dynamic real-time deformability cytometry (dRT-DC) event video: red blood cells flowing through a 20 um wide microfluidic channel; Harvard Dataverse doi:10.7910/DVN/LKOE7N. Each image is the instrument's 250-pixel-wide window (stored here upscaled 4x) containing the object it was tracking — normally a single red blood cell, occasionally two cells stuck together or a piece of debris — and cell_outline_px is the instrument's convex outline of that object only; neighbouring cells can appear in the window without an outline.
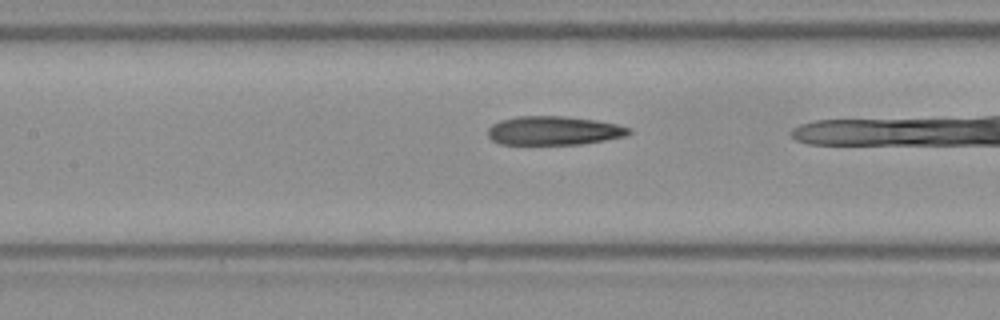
{"species": "Egyptian fruit bat (a non-hibernating species)", "species_latin": "Rousettus aegyptiacus", "temperature_condition": "warm", "stored_images_in_passage": 25, "camera_frame_rate_fps": 3000, "um_per_image_px": 0.085, "frame": {"image": 1, "passage_image": 20, "time_ms": 6.333, "image_size_px": [1000, 320], "cell_outline_px": [[632, 132], [628, 136], [580, 144], [500, 144], [492, 140], [488, 136], [488, 128], [492, 124], [500, 120], [516, 116], [564, 116], [596, 120], [616, 124], [632, 128]], "centroid_in_image_um": [47.08, 11.1], "position_along_channel_um": 160.3, "area_um2": 23.81}}
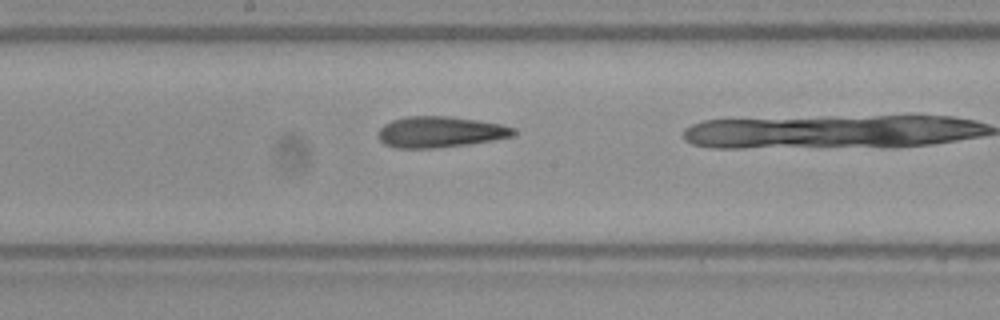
{"frame": {"image": 2, "passage_image": 24, "time_ms": 7.667, "image_size_px": [1000, 320], "cell_outline_px": [[520, 132], [512, 136], [492, 140], [468, 144], [432, 148], [396, 148], [384, 144], [376, 136], [380, 128], [384, 124], [392, 120], [408, 116], [448, 116], [476, 120], [500, 124], [516, 128]], "centroid_in_image_um": [37.4, 11.21], "position_along_channel_um": 210.8, "area_um2": 24.51}}